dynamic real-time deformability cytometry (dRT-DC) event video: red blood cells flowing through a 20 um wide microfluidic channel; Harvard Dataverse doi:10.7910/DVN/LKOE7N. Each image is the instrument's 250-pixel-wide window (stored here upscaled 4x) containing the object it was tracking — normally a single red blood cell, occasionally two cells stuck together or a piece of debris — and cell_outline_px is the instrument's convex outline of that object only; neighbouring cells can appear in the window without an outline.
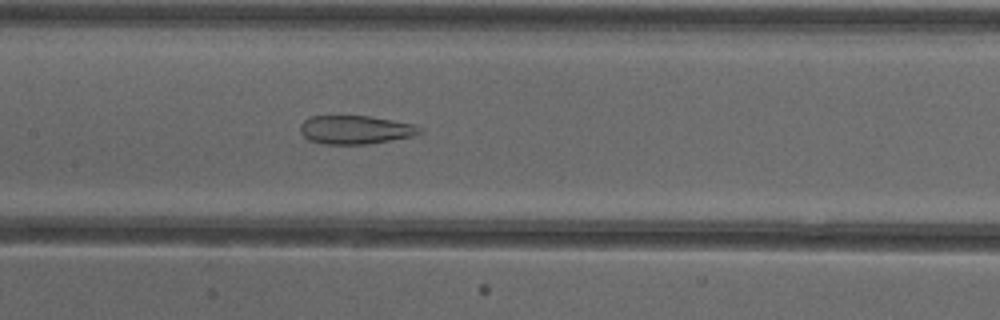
{"species": "common noctule bat (a hibernating species)", "species_latin": "Nyctalus noctula", "temperature_condition": "cold", "stored_images_in_passage": 52, "camera_frame_rate_fps": 3000, "um_per_image_px": 0.085, "animal": {"sex": "female"}, "frame": {"image": 1, "passage_image": 25, "time_ms": 8.0, "image_size_px": [1000, 320], "cell_outline_px": [[424, 132], [412, 136], [364, 144], [320, 144], [308, 140], [300, 132], [300, 124], [304, 120], [312, 116], [372, 116], [416, 124], [424, 128]], "centroid_in_image_um": [30.23, 11.02], "position_along_channel_um": 177.2, "area_um2": 20.06}}
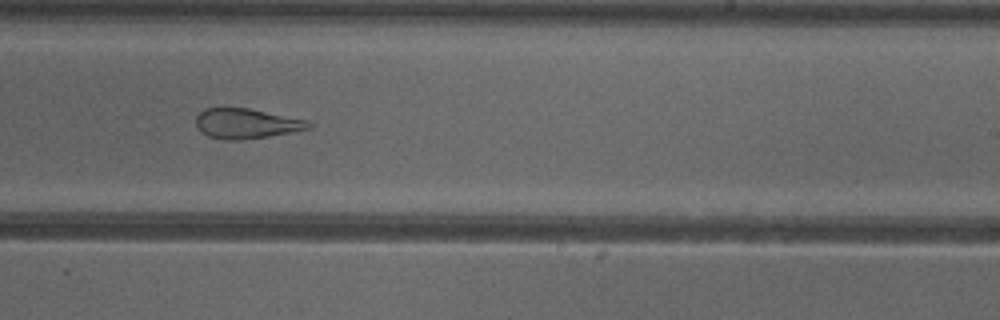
{"frame": {"image": 2, "passage_image": 32, "time_ms": 10.333, "image_size_px": [1000, 320], "cell_outline_px": [[312, 128], [292, 132], [268, 136], [240, 140], [224, 140], [208, 136], [200, 132], [196, 124], [196, 116], [204, 108], [248, 108], [308, 120], [312, 124]], "centroid_in_image_um": [20.93, 10.5], "position_along_channel_um": 268.1, "area_um2": 19.77}}
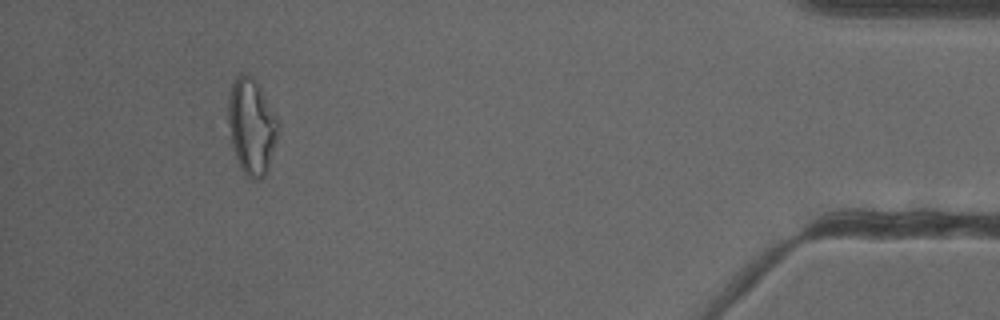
{"frame": {"image": 3, "passage_image": 48, "time_ms": 15.667, "image_size_px": [1000, 320], "cell_outline_px": [[280, 128], [268, 168], [264, 176], [260, 180], [252, 180], [244, 176], [240, 168], [232, 144], [228, 124], [228, 100], [232, 84], [236, 76], [240, 72], [248, 72], [256, 80], [276, 116]], "centroid_in_image_um": [21.38, 10.74], "position_along_channel_um": 413.8, "area_um2": 28.15}, "authors_computed_cell_mechanics": {"area_um2": 26.9637, "velocity_mm_per_s": 3.9144, "shape_relaxation_time_tau1_ms": null, "shape_relaxation_time_tau2_ms": 2.2513, "deformation_change_tau1": null, "deformation_change_tau2": 0.1208}}